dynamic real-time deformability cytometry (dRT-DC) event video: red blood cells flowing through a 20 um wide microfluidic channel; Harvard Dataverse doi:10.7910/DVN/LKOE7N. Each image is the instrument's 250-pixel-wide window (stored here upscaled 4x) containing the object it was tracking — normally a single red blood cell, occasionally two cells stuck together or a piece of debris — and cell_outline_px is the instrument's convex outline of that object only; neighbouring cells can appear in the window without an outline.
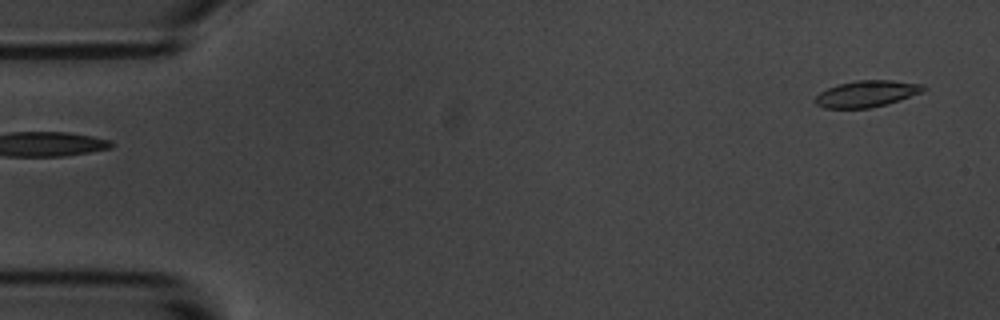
{"species": "common noctule bat (a hibernating species)", "species_latin": "Nyctalus noctula", "temperature_condition": "room temperature", "stored_images_in_passage": 5, "camera_frame_rate_fps": 3000, "um_per_image_px": 0.085, "animal": {"sex": "male", "body_mass_g": 20.1, "forearm_length_mm": 53.5}, "frame": {"image": 1, "passage_image": 1, "time_ms": 0.0, "image_size_px": [1000, 320], "cell_outline_px": [[928, 88], [924, 92], [888, 104], [868, 108], [824, 108], [816, 104], [816, 96], [820, 92], [836, 84], [856, 80], [892, 80], [924, 84]], "centroid_in_image_um": [73.72, 7.96], "position_along_channel_um": 11.3, "area_um2": 16.88}}
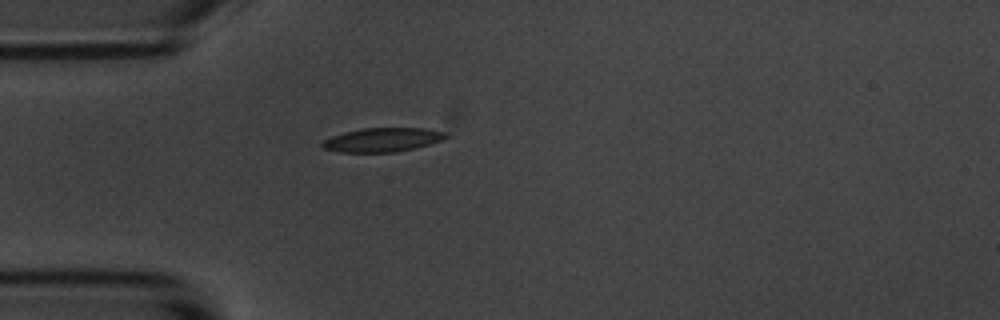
{"frame": {"image": 2, "passage_image": 5, "time_ms": 4.333, "image_size_px": [1000, 320], "cell_outline_px": [[448, 136], [440, 140], [416, 148], [396, 152], [340, 152], [324, 148], [320, 144], [324, 140], [332, 136], [344, 132], [364, 128], [424, 128], [444, 132]], "centroid_in_image_um": [32.49, 11.88], "position_along_channel_um": 52.5, "area_um2": 17.05}}